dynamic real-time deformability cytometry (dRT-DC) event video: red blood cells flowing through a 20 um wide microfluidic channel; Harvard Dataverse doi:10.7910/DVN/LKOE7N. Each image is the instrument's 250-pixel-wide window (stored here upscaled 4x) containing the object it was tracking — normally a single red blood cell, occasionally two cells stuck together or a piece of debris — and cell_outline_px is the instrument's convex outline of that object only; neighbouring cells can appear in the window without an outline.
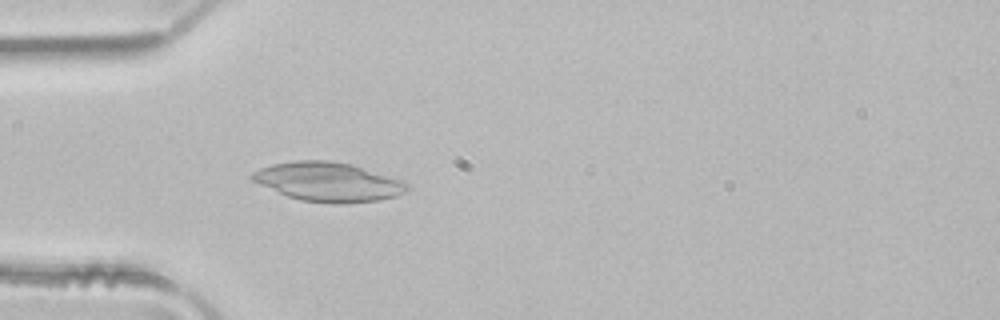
{"species": "common noctule bat (a hibernating species)", "species_latin": "Nyctalus noctula", "temperature_condition": "room temperature", "stored_images_in_passage": 3, "camera_frame_rate_fps": 3000, "um_per_image_px": 0.085, "animal": {"sex": "male", "body_mass_g": 21.5, "forearm_length_mm": 52.0}, "frame": {"image": 1, "passage_image": 3, "time_ms": 0.667, "image_size_px": [1000, 320], "cell_outline_px": [[408, 188], [404, 192], [396, 196], [380, 200], [344, 204], [332, 204], [300, 200], [288, 196], [260, 184], [252, 180], [248, 176], [252, 172], [260, 168], [272, 164], [292, 160], [328, 160], [352, 164], [404, 180], [408, 184]], "centroid_in_image_um": [27.91, 15.45], "position_along_channel_um": 57.1, "area_um2": 35.55}}